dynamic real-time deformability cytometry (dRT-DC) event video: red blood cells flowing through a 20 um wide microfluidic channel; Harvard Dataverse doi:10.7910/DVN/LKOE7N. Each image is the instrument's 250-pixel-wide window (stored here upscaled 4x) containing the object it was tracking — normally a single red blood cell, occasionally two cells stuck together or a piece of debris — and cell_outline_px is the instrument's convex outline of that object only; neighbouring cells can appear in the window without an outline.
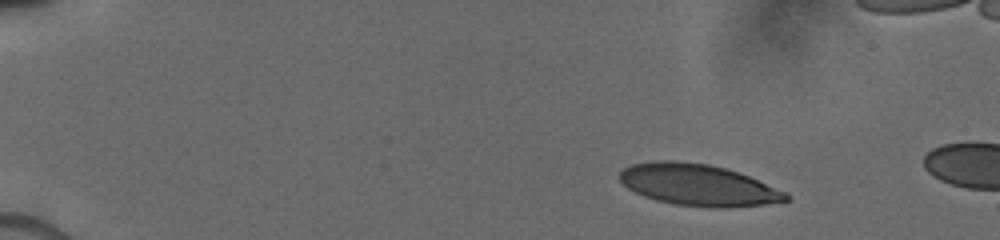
{"species": "human", "species_latin": "Homo sapiens", "temperature_condition": "cold", "stored_images_in_passage": 11, "camera_frame_rate_fps": 3000, "um_per_image_px": 0.085, "donor": {"sex": "male"}, "frame": {"image": 1, "passage_image": 1, "time_ms": 0.0, "image_size_px": [1000, 240], "cell_outline_px": [[792, 200], [764, 204], [728, 208], [716, 208], [676, 204], [656, 200], [644, 196], [628, 188], [616, 176], [624, 168], [632, 164], [656, 160], [676, 160], [708, 164], [740, 172], [788, 192]], "centroid_in_image_um": [59.38, 15.71], "position_along_channel_um": 25.6, "area_um2": 40.52}}